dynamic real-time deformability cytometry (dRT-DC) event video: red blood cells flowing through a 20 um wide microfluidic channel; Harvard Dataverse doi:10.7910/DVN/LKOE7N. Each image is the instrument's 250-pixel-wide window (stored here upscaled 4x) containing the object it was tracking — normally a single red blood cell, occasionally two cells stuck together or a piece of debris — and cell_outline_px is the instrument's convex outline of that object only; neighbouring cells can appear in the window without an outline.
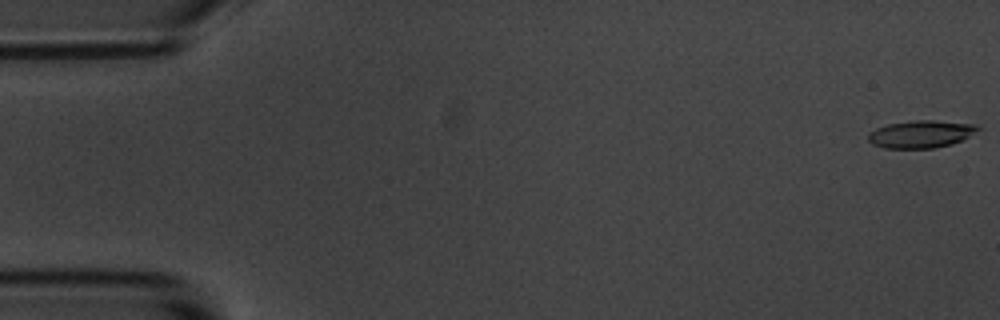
{"species": "common noctule bat (a hibernating species)", "species_latin": "Nyctalus noctula", "temperature_condition": "room temperature", "stored_images_in_passage": 5, "camera_frame_rate_fps": 3000, "um_per_image_px": 0.085, "animal": {"sex": "male", "body_mass_g": 20.1, "forearm_length_mm": 53.5}, "frame": {"image": 1, "passage_image": 1, "time_ms": 0.0, "image_size_px": [1000, 320], "cell_outline_px": [[984, 128], [952, 144], [936, 148], [884, 148], [872, 144], [868, 140], [868, 132], [876, 128], [888, 124], [916, 120], [932, 120], [976, 124]], "centroid_in_image_um": [78.29, 11.4], "position_along_channel_um": 6.7, "area_um2": 17.63}}
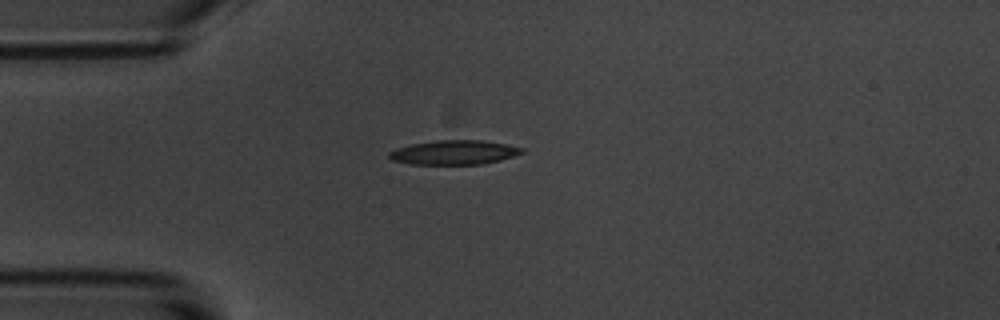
{"frame": {"image": 2, "passage_image": 5, "time_ms": 4.667, "image_size_px": [1000, 320], "cell_outline_px": [[524, 152], [500, 160], [480, 164], [408, 164], [392, 160], [388, 156], [388, 152], [396, 148], [412, 144], [436, 140], [484, 140], [524, 148]], "centroid_in_image_um": [38.56, 12.95], "position_along_channel_um": 46.4, "area_um2": 18.73}}